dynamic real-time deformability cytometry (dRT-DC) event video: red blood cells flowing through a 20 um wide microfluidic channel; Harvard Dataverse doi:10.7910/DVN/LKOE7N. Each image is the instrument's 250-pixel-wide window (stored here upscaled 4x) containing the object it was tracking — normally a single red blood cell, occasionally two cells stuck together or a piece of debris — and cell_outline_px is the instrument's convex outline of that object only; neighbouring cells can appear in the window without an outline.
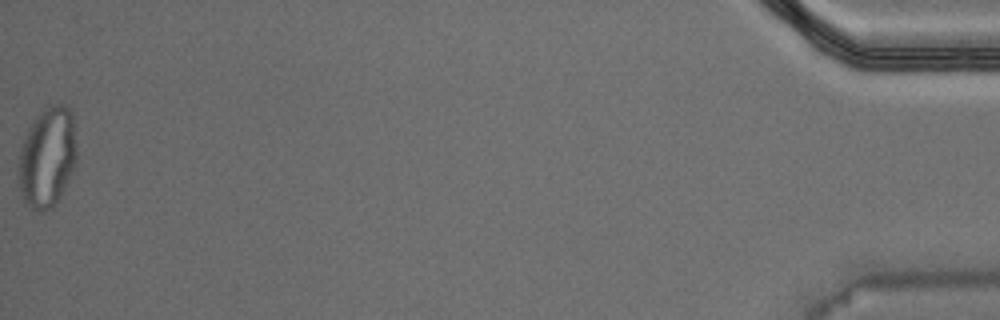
{"species": "Egyptian fruit bat (a non-hibernating species)", "species_latin": "Rousettus aegyptiacus", "temperature_condition": "warm", "stored_images_in_passage": 54, "camera_frame_rate_fps": 3000, "um_per_image_px": 0.085, "animal": {"sex": "male"}, "frame": {"image": 1, "passage_image": 54, "time_ms": 17.667, "image_size_px": [1000, 320], "cell_outline_px": [[76, 164], [60, 196], [52, 208], [44, 212], [40, 212], [32, 208], [24, 200], [16, 176], [16, 168], [20, 148], [28, 128], [32, 120], [44, 108], [52, 104], [68, 104], [72, 112], [76, 148]], "centroid_in_image_um": [4.0, 13.35], "position_along_channel_um": 431.2, "area_um2": 34.51}, "authors_computed_cell_mechanics": {"area_um2": 21.0681, "velocity_mm_per_s": 3.7291, "shape_relaxation_time_tau1_ms": null, "shape_relaxation_time_tau2_ms": 1.0567, "deformation_change_tau1": null, "deformation_change_tau2": 0.0633}}